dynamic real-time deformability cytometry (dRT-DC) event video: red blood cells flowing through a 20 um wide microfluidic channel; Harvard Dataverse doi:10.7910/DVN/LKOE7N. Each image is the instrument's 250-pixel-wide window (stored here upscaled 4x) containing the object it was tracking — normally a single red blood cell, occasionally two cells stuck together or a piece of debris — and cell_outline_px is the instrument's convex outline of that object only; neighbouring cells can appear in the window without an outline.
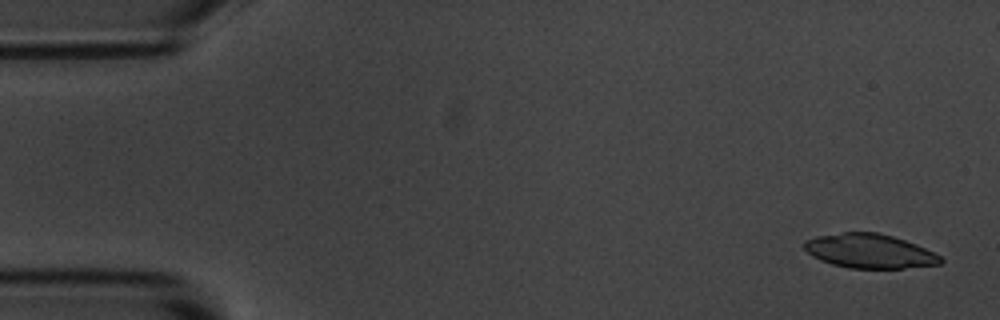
{"species": "common noctule bat (a hibernating species)", "species_latin": "Nyctalus noctula", "temperature_condition": "room temperature", "stored_images_in_passage": 55, "camera_frame_rate_fps": 3000, "um_per_image_px": 0.085, "animal": {"sex": "male", "body_mass_g": 20.1, "forearm_length_mm": 53.5}, "frame": {"image": 1, "passage_image": 2, "time_ms": 0.333, "image_size_px": [1000, 320], "cell_outline_px": [[944, 260], [940, 264], [904, 268], [848, 268], [832, 264], [820, 260], [812, 256], [804, 248], [804, 240], [816, 236], [840, 232], [876, 232], [892, 236], [916, 244], [940, 256]], "centroid_in_image_um": [73.88, 21.34], "position_along_channel_um": 11.1, "area_um2": 27.11}}
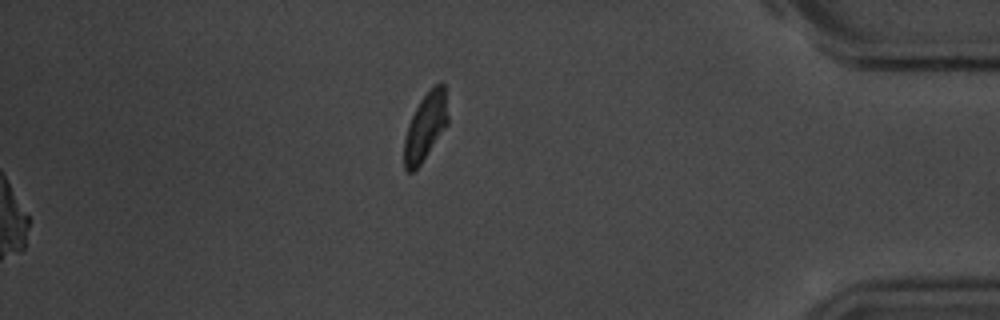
{"frame": {"image": 2, "passage_image": 55, "time_ms": 18.0, "image_size_px": [1000, 320], "cell_outline_px": [[448, 124], [420, 164], [412, 172], [408, 172], [404, 168], [404, 140], [408, 124], [420, 100], [436, 84], [444, 84], [448, 116]], "centroid_in_image_um": [36.16, 10.78], "position_along_channel_um": 399.0, "area_um2": 16.82}}